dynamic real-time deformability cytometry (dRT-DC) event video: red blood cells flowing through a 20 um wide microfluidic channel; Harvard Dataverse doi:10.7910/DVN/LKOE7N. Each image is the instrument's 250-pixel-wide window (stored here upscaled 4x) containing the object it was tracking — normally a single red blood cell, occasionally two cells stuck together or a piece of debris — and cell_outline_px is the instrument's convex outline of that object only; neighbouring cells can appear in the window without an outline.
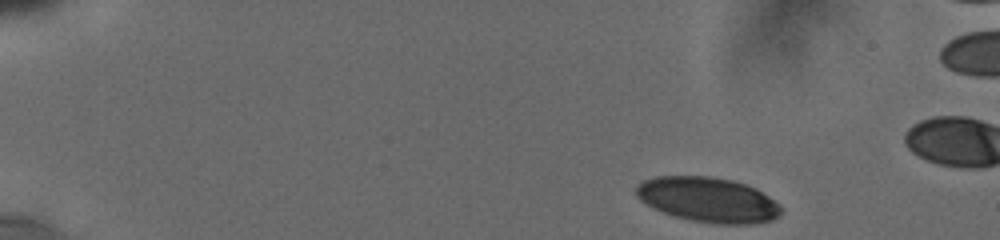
{"species": "human", "species_latin": "Homo sapiens", "temperature_condition": "cold", "stored_images_in_passage": 21, "camera_frame_rate_fps": 3000, "um_per_image_px": 0.085, "donor": {"sex": "male"}, "frame": {"image": 1, "passage_image": 1, "time_ms": 0.0, "image_size_px": [1000, 240], "cell_outline_px": [[784, 212], [780, 216], [772, 220], [756, 224], [716, 224], [692, 220], [672, 216], [652, 208], [640, 200], [636, 196], [636, 184], [644, 180], [656, 176], [708, 176], [732, 180], [756, 188], [780, 204]], "centroid_in_image_um": [60.19, 16.99], "position_along_channel_um": 24.8, "area_um2": 38.38}}